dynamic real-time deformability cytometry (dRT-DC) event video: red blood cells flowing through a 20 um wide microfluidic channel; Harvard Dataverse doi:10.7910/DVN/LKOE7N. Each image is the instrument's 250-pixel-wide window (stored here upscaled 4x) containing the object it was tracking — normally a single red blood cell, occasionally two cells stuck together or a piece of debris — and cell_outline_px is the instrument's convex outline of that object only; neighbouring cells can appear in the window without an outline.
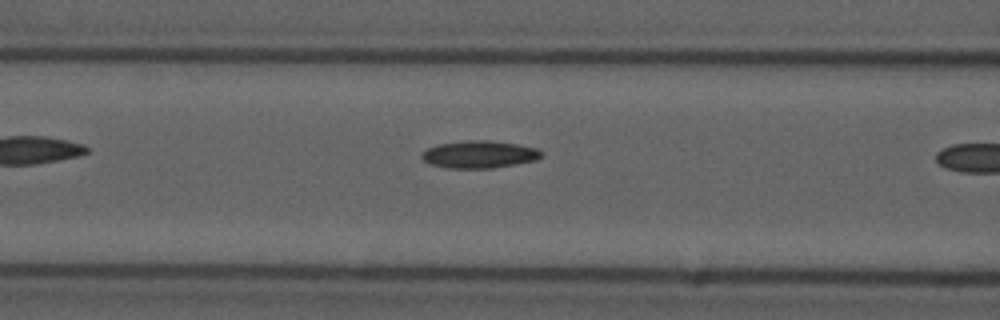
{"species": "common noctule bat (a hibernating species)", "species_latin": "Nyctalus noctula", "temperature_condition": "cold", "stored_images_in_passage": 6, "camera_frame_rate_fps": 3000, "um_per_image_px": 0.085, "animal": {"sex": "male", "forearm_length_mm": 52.5}, "frame": {"image": 1, "passage_image": 5, "time_ms": 1.333, "image_size_px": [1000, 320], "cell_outline_px": [[544, 156], [536, 160], [492, 168], [448, 168], [428, 164], [420, 156], [428, 148], [440, 144], [468, 140], [488, 140], [516, 144], [536, 148], [544, 152]], "centroid_in_image_um": [40.76, 13.13], "position_along_channel_um": 125.8, "area_um2": 19.02}}